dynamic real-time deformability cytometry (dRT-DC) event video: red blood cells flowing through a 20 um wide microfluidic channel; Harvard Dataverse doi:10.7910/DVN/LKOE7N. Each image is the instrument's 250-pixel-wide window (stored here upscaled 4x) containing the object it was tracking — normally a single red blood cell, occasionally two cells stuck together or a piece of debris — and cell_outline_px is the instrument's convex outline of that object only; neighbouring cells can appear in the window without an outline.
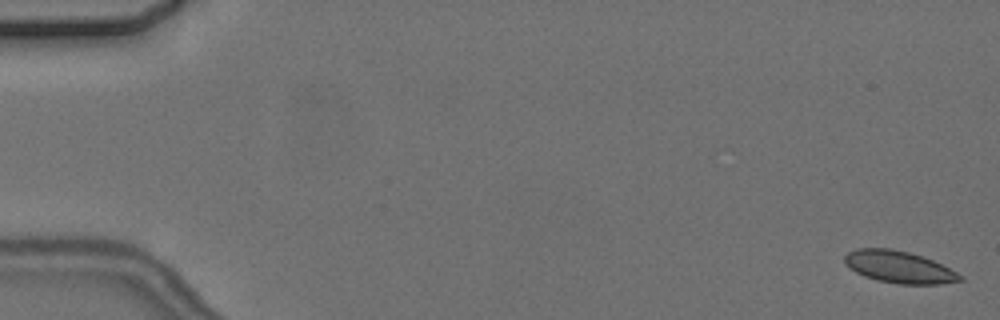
{"species": "common noctule bat (a hibernating species)", "species_latin": "Nyctalus noctula", "temperature_condition": "cold", "stored_images_in_passage": 5, "camera_frame_rate_fps": 3000, "um_per_image_px": 0.085, "animal": {"sex": "female", "body_mass_g": 24.6, "forearm_length_mm": 56.2}, "frame": {"image": 1, "passage_image": 1, "time_ms": 0.0, "image_size_px": [1000, 320], "cell_outline_px": [[964, 280], [940, 284], [900, 284], [876, 280], [864, 276], [856, 272], [844, 264], [844, 256], [848, 252], [856, 248], [892, 248], [908, 252], [932, 260], [964, 276]], "centroid_in_image_um": [76.39, 22.69], "position_along_channel_um": 8.6, "area_um2": 21.5}}
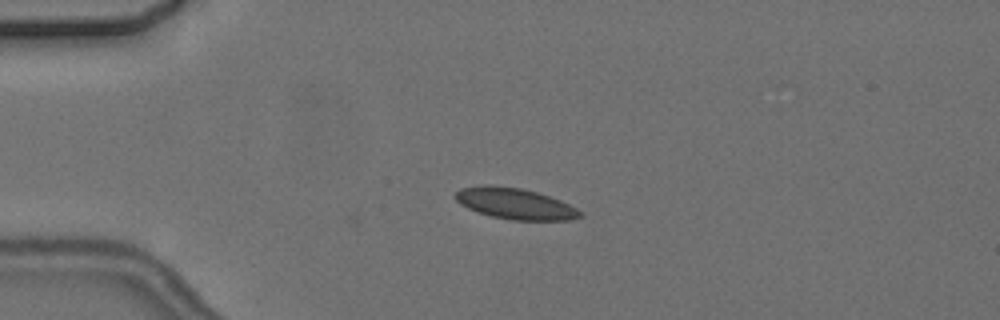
{"frame": {"image": 2, "passage_image": 4, "time_ms": 4.333, "image_size_px": [1000, 320], "cell_outline_px": [[584, 216], [568, 220], [512, 220], [492, 216], [476, 212], [460, 204], [452, 196], [460, 188], [484, 184], [488, 184], [520, 188], [536, 192], [560, 200], [584, 212]], "centroid_in_image_um": [43.75, 17.3], "position_along_channel_um": 41.2, "area_um2": 22.72}}